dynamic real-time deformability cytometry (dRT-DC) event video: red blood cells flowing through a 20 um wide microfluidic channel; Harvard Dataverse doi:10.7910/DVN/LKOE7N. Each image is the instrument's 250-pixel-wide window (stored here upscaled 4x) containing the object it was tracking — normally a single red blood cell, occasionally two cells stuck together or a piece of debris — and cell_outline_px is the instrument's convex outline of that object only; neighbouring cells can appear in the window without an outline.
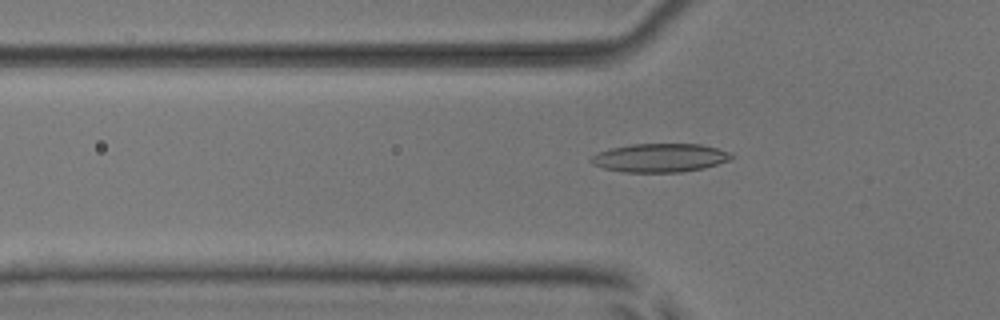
{"species": "common noctule bat (a hibernating species)", "species_latin": "Nyctalus noctula", "temperature_condition": "room temperature", "stored_images_in_passage": 45, "camera_frame_rate_fps": 3000, "um_per_image_px": 0.085, "animal": {"sex": "male", "body_mass_g": 17.9, "forearm_length_mm": 54.2}, "frame": {"image": 1, "passage_image": 9, "time_ms": 2.667, "image_size_px": [1000, 320], "cell_outline_px": [[736, 156], [728, 160], [704, 168], [680, 172], [624, 172], [604, 168], [592, 164], [588, 160], [596, 152], [612, 148], [632, 144], [700, 144], [732, 152]], "centroid_in_image_um": [56.09, 13.41], "position_along_channel_um": 69.7, "area_um2": 23.41}}
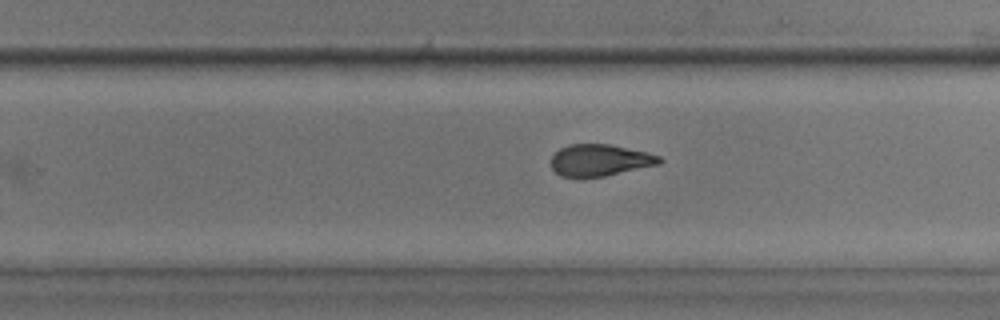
{"frame": {"image": 2, "passage_image": 25, "time_ms": 8.0, "image_size_px": [1000, 320], "cell_outline_px": [[664, 160], [660, 164], [604, 176], [560, 176], [552, 168], [552, 156], [560, 148], [568, 144], [608, 144], [648, 152], [660, 156]], "centroid_in_image_um": [51.02, 13.6], "position_along_channel_um": 278.8, "area_um2": 19.83}}
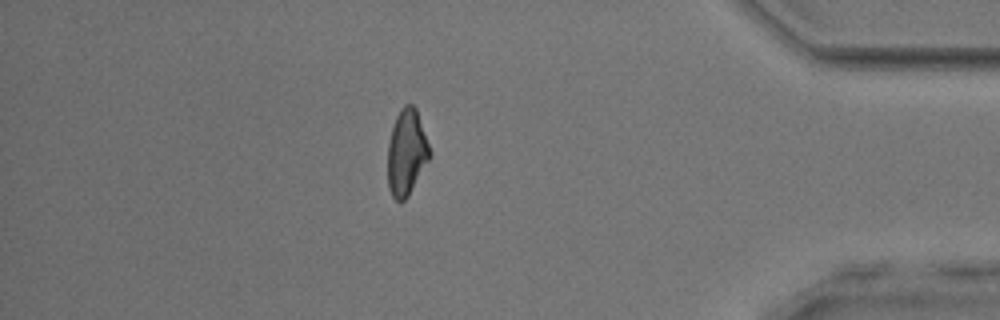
{"frame": {"image": 3, "passage_image": 37, "time_ms": 12.0, "image_size_px": [1000, 320], "cell_outline_px": [[432, 152], [428, 160], [408, 196], [400, 204], [392, 196], [388, 188], [388, 144], [392, 128], [396, 116], [400, 108], [404, 104], [412, 104], [416, 108]], "centroid_in_image_um": [34.55, 12.95], "position_along_channel_um": 400.6, "area_um2": 21.04}}